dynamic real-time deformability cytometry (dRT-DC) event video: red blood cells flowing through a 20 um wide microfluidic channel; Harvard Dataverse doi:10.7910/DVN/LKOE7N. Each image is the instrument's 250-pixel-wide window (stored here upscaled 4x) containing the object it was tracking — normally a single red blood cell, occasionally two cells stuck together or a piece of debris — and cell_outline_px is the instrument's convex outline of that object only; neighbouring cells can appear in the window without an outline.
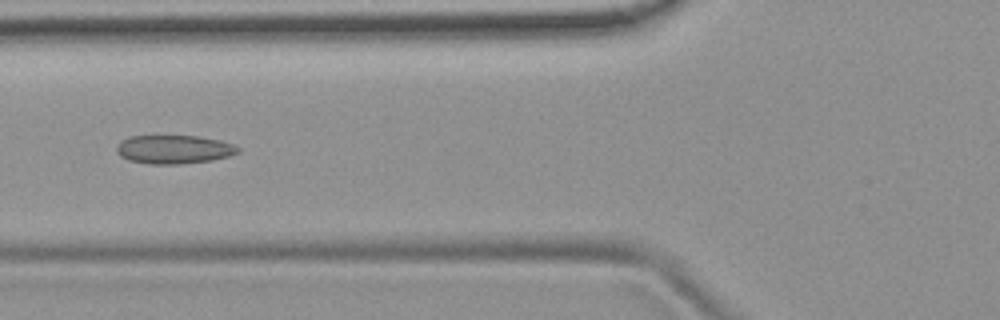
{"species": "common noctule bat (a hibernating species)", "species_latin": "Nyctalus noctula", "temperature_condition": "room temperature", "stored_images_in_passage": 8, "camera_frame_rate_fps": 3000, "um_per_image_px": 0.085, "animal": {"sex": "female", "body_mass_g": 19.9}, "frame": {"image": 1, "passage_image": 5, "time_ms": 1.333, "image_size_px": [1000, 320], "cell_outline_px": [[240, 152], [228, 156], [212, 160], [180, 164], [148, 164], [128, 160], [120, 156], [116, 152], [116, 148], [120, 140], [128, 136], [200, 136], [220, 140], [232, 144], [240, 148]], "centroid_in_image_um": [14.76, 12.7], "position_along_channel_um": 111.0, "area_um2": 20.4}}
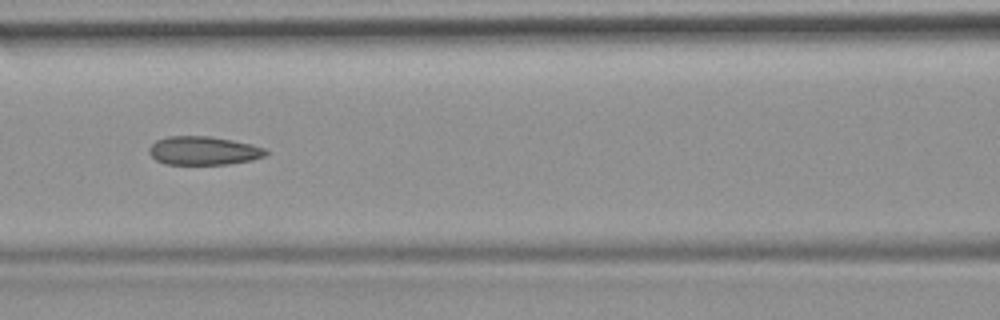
{"frame": {"image": 2, "passage_image": 6, "time_ms": 1.667, "image_size_px": [1000, 320], "cell_outline_px": [[268, 152], [264, 156], [252, 160], [228, 164], [164, 164], [156, 160], [148, 152], [148, 148], [156, 140], [168, 136], [212, 136], [252, 144], [264, 148]], "centroid_in_image_um": [17.28, 12.8], "position_along_channel_um": 149.3, "area_um2": 19.48}}
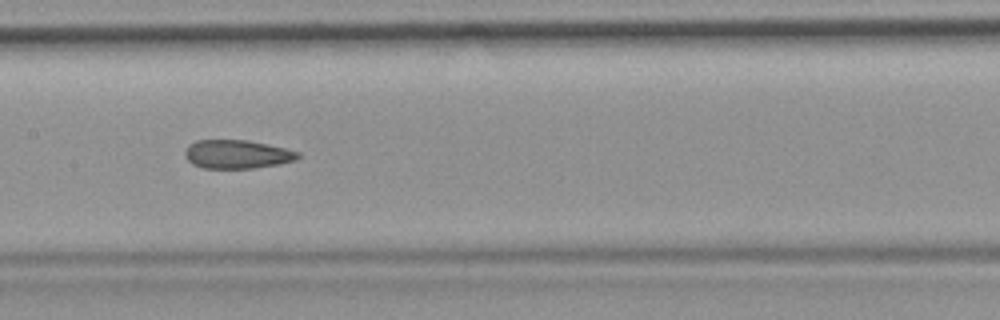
{"frame": {"image": 3, "passage_image": 7, "time_ms": 2.0, "image_size_px": [1000, 320], "cell_outline_px": [[300, 156], [296, 160], [280, 164], [252, 168], [204, 168], [192, 164], [184, 156], [184, 152], [188, 144], [196, 140], [248, 140], [268, 144], [300, 152]], "centroid_in_image_um": [20.14, 13.1], "position_along_channel_um": 187.3, "area_um2": 18.96}}